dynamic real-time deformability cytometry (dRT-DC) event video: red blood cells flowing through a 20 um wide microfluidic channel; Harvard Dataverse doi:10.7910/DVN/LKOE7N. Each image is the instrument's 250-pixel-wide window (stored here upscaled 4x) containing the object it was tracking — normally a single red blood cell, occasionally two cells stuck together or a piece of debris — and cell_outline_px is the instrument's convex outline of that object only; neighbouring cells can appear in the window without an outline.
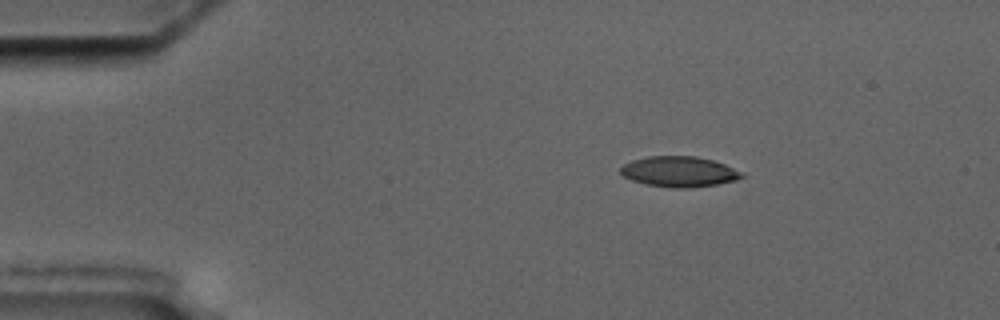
{"species": "common noctule bat (a hibernating species)", "species_latin": "Nyctalus noctula", "temperature_condition": "cold", "stored_images_in_passage": 2, "camera_frame_rate_fps": 3000, "um_per_image_px": 0.085, "animal": {"sex": "male", "body_mass_g": 17.5, "forearm_length_mm": 52.3}, "frame": {"image": 1, "passage_image": 2, "time_ms": 1.333, "image_size_px": [1000, 320], "cell_outline_px": [[744, 176], [736, 180], [716, 184], [688, 188], [672, 188], [644, 184], [632, 180], [624, 176], [620, 172], [620, 168], [624, 164], [632, 160], [648, 156], [696, 156], [712, 160], [724, 164], [744, 172]], "centroid_in_image_um": [57.72, 14.59], "position_along_channel_um": 27.3, "area_um2": 21.56}}